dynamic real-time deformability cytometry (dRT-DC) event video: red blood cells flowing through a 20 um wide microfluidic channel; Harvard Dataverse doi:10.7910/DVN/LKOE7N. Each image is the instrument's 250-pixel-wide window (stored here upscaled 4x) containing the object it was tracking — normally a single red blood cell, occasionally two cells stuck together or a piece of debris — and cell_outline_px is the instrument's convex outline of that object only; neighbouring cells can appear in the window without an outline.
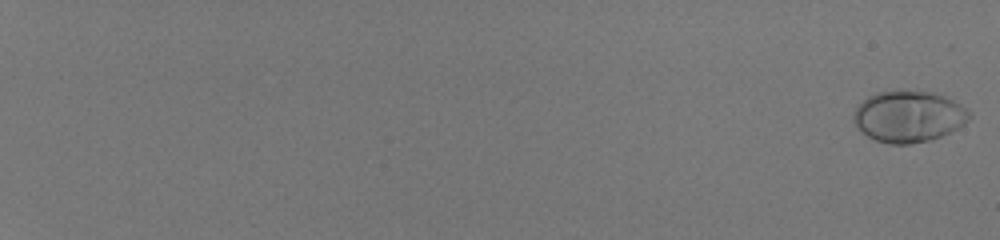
{"species": "human", "species_latin": "Homo sapiens", "temperature_condition": "room temperature", "stored_images_in_passage": 52, "camera_frame_rate_fps": 3000, "um_per_image_px": 0.085, "donor": {"sex": "male"}, "frame": {"image": 1, "passage_image": 1, "time_ms": 0.0, "image_size_px": [1000, 240], "cell_outline_px": [[972, 116], [964, 124], [940, 136], [928, 140], [908, 144], [888, 144], [876, 140], [868, 136], [856, 128], [852, 120], [852, 112], [868, 96], [876, 92], [940, 92], [968, 108], [972, 112]], "centroid_in_image_um": [77.24, 9.9], "position_along_channel_um": 7.8, "area_um2": 34.68}}
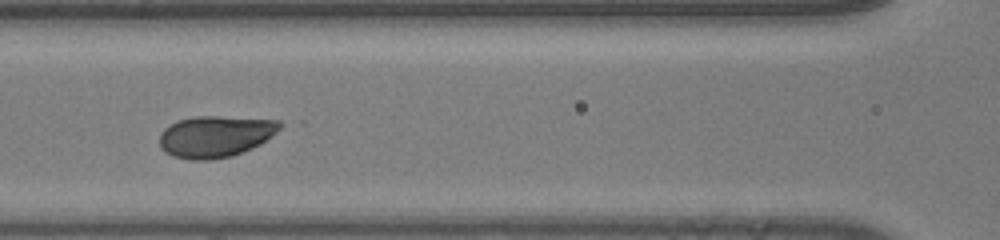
{"frame": {"image": 2, "passage_image": 32, "time_ms": 10.333, "image_size_px": [1000, 240], "cell_outline_px": [[288, 124], [272, 136], [260, 144], [232, 156], [208, 160], [192, 160], [172, 156], [164, 152], [160, 148], [160, 132], [164, 128], [180, 120], [196, 116], [216, 116], [280, 120]], "centroid_in_image_um": [18.35, 11.59], "position_along_channel_um": 148.3, "area_um2": 29.36}}
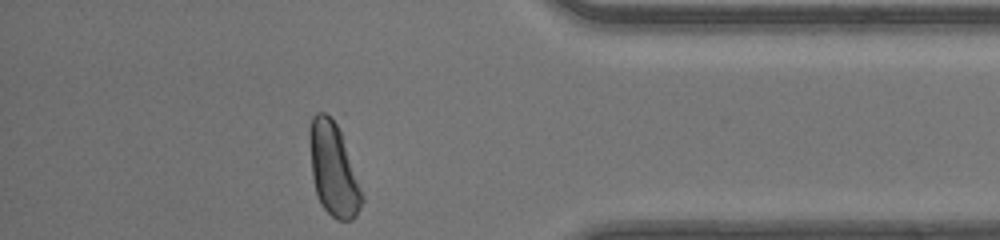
{"frame": {"image": 3, "passage_image": 52, "time_ms": 17.0, "image_size_px": [1000, 240], "cell_outline_px": [[364, 200], [356, 216], [352, 220], [336, 220], [320, 204], [316, 196], [312, 176], [308, 140], [308, 128], [312, 116], [316, 112], [324, 112], [336, 116], [364, 196]], "centroid_in_image_um": [28.32, 14.33], "position_along_channel_um": 406.9, "area_um2": 29.25}, "authors_computed_cell_mechanics": {"area_um2": 29.4202, "velocity_mm_per_s": 4.1035, "shape_relaxation_time_tau1_ms": 1.828, "shape_relaxation_time_tau2_ms": null, "deformation_change_tau1": 0.1753, "deformation_change_tau2": null}}